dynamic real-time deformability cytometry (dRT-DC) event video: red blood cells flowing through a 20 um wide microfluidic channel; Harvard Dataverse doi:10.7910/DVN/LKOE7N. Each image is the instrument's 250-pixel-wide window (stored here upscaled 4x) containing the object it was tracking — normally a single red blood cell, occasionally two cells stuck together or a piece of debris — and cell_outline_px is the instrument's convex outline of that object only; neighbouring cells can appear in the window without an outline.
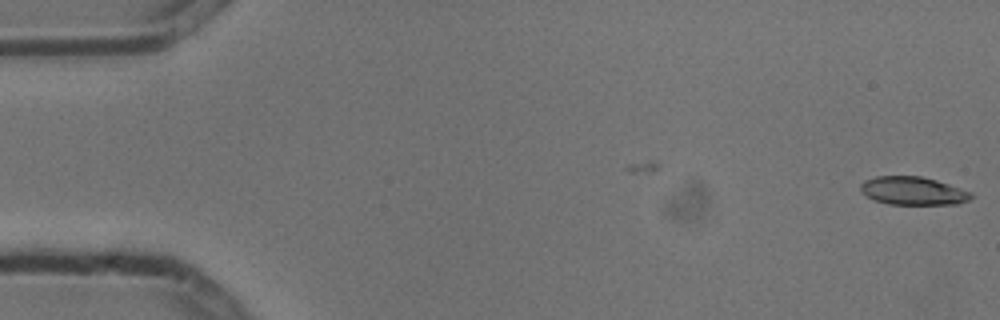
{"species": "common noctule bat (a hibernating species)", "species_latin": "Nyctalus noctula", "temperature_condition": "cold", "stored_images_in_passage": 2, "camera_frame_rate_fps": 3000, "um_per_image_px": 0.085, "animal": {"sex": "male", "body_mass_g": 13.3}, "frame": {"image": 1, "passage_image": 2, "time_ms": 0.333, "image_size_px": [1000, 320], "cell_outline_px": [[972, 196], [968, 200], [956, 204], [888, 204], [876, 200], [860, 192], [860, 184], [864, 180], [876, 176], [920, 176], [936, 180], [972, 192]], "centroid_in_image_um": [77.58, 16.21], "position_along_channel_um": 7.4, "area_um2": 18.03}}